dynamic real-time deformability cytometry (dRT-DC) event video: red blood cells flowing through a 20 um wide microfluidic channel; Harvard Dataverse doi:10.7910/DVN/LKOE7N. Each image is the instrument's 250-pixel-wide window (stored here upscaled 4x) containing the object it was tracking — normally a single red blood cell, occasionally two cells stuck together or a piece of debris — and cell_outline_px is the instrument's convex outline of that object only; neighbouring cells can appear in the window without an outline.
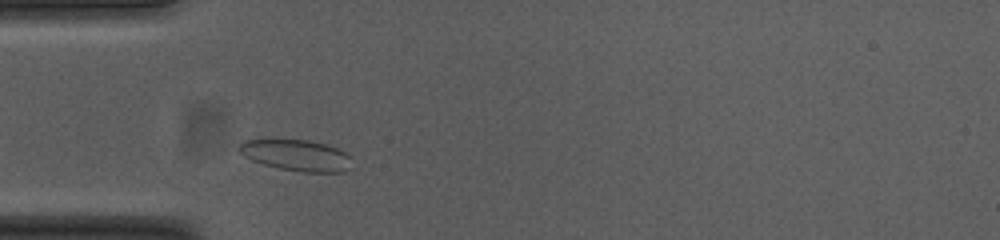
{"species": "common noctule bat (a hibernating species)", "species_latin": "Nyctalus noctula", "temperature_condition": "cold", "stored_images_in_passage": 33, "camera_frame_rate_fps": 3000, "um_per_image_px": 0.085, "animal": {"sex": "female", "body_mass_g": 23.0, "forearm_length_mm": 53.4}, "frame": {"image": 1, "passage_image": 5, "time_ms": 1.333, "image_size_px": [1000, 240], "cell_outline_px": [[352, 156], [348, 168], [344, 172], [304, 172], [280, 168], [264, 164], [252, 160], [244, 156], [240, 152], [240, 144], [244, 140], [308, 140], [324, 144], [336, 148]], "centroid_in_image_um": [25.22, 13.2], "position_along_channel_um": 59.8, "area_um2": 20.11}}
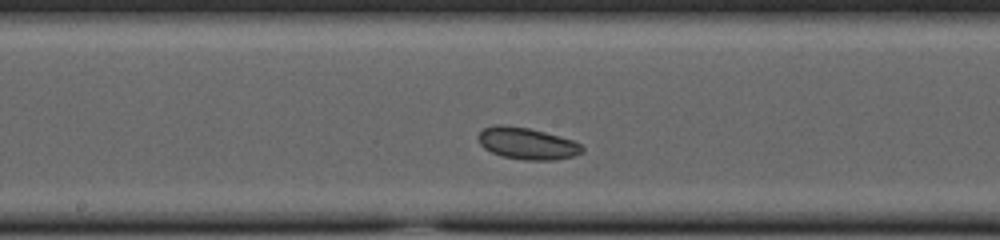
{"frame": {"image": 2, "passage_image": 17, "time_ms": 5.333, "image_size_px": [1000, 240], "cell_outline_px": [[584, 152], [572, 156], [556, 160], [524, 160], [500, 156], [484, 148], [480, 144], [476, 136], [484, 128], [496, 124], [504, 124], [528, 128], [544, 132], [572, 140], [580, 144], [584, 148]], "centroid_in_image_um": [44.77, 12.2], "position_along_channel_um": 203.4, "area_um2": 19.31}}
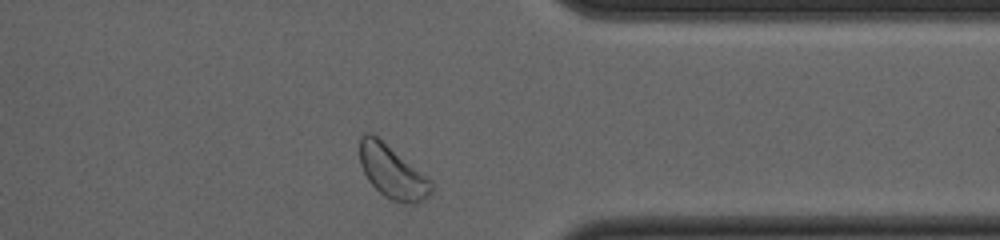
{"frame": {"image": 3, "passage_image": 32, "time_ms": 10.333, "image_size_px": [1000, 240], "cell_outline_px": [[432, 192], [428, 200], [416, 204], [404, 204], [392, 200], [384, 196], [368, 180], [360, 164], [360, 136], [364, 132], [372, 132], [432, 180]], "centroid_in_image_um": [33.37, 14.63], "position_along_channel_um": 378.0, "area_um2": 22.37}, "authors_computed_cell_mechanics": {"area_um2": 19.2474, "velocity_mm_per_s": 3.6561, "shape_relaxation_time_tau1_ms": 1.5811, "shape_relaxation_time_tau2_ms": null, "deformation_change_tau1": 0.0341, "deformation_change_tau2": null}}